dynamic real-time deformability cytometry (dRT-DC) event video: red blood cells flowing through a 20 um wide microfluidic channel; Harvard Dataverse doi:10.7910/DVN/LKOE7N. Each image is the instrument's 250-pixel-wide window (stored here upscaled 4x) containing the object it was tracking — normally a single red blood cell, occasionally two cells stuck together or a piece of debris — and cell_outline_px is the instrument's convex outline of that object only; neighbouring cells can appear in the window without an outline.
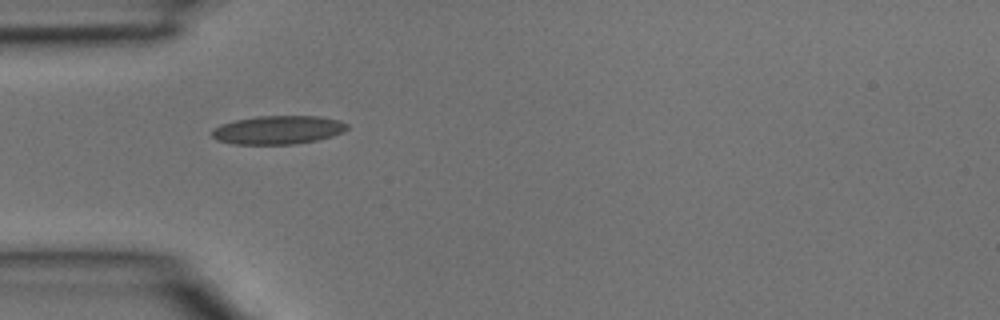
{"species": "common noctule bat (a hibernating species)", "species_latin": "Nyctalus noctula", "temperature_condition": "room temperature", "stored_images_in_passage": 1, "camera_frame_rate_fps": 3000, "um_per_image_px": 0.085, "animal": {"sex": "male", "body_mass_g": 15.6}, "frame": {"image": 1, "passage_image": 1, "time_ms": 0.0, "image_size_px": [1000, 320], "cell_outline_px": [[348, 128], [344, 132], [332, 136], [316, 140], [296, 144], [232, 144], [216, 140], [212, 136], [212, 132], [220, 124], [236, 120], [256, 116], [320, 116], [340, 120], [348, 124]], "centroid_in_image_um": [23.66, 11.04], "position_along_channel_um": 61.3, "area_um2": 22.54}}